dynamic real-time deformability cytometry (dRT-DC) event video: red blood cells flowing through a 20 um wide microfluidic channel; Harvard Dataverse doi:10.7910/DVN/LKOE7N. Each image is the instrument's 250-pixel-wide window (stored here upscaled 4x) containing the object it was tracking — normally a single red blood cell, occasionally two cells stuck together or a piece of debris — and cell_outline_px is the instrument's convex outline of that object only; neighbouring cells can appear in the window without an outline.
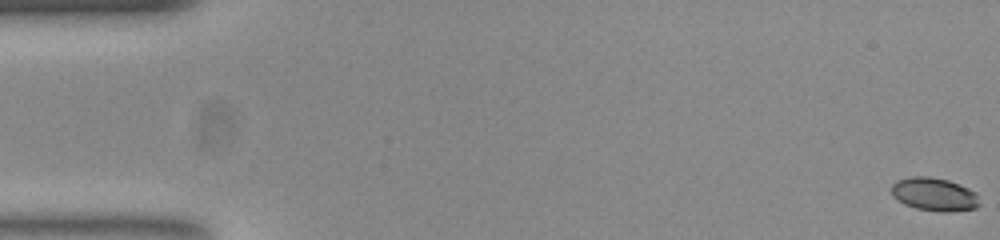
{"species": "common noctule bat (a hibernating species)", "species_latin": "Nyctalus noctula", "temperature_condition": "room temperature", "stored_images_in_passage": 54, "camera_frame_rate_fps": 3000, "um_per_image_px": 0.085, "animal": {"sex": "female", "body_mass_g": 23.0, "forearm_length_mm": 53.4}, "frame": {"image": 1, "passage_image": 1, "time_ms": 0.0, "image_size_px": [1000, 240], "cell_outline_px": [[980, 204], [976, 208], [948, 212], [940, 212], [916, 208], [904, 204], [892, 196], [892, 184], [896, 180], [912, 176], [928, 176], [948, 180], [968, 188], [976, 192]], "centroid_in_image_um": [79.41, 16.52], "position_along_channel_um": 5.6, "area_um2": 17.11}}
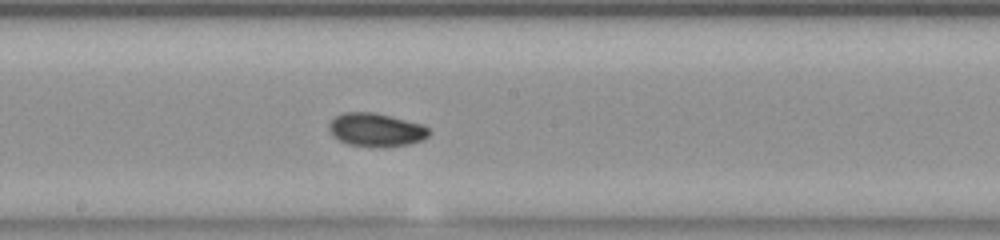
{"frame": {"image": 2, "passage_image": 29, "time_ms": 9.333, "image_size_px": [1000, 240], "cell_outline_px": [[428, 136], [420, 140], [408, 144], [384, 148], [372, 148], [348, 144], [332, 136], [328, 128], [328, 124], [336, 116], [344, 112], [372, 112], [420, 124], [428, 128]], "centroid_in_image_um": [31.9, 11.06], "position_along_channel_um": 216.3, "area_um2": 19.36}}
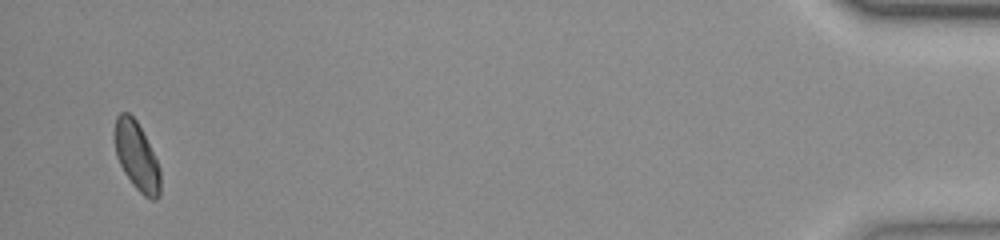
{"frame": {"image": 3, "passage_image": 52, "time_ms": 17.0, "image_size_px": [1000, 240], "cell_outline_px": [[160, 196], [156, 200], [152, 200], [144, 196], [132, 184], [124, 172], [116, 156], [116, 116], [120, 112], [128, 112], [136, 120], [160, 168]], "centroid_in_image_um": [11.64, 13.33], "position_along_channel_um": 423.6, "area_um2": 17.74}, "authors_computed_cell_mechanics": {"area_um2": 18.2359, "velocity_mm_per_s": 3.8608, "shape_relaxation_time_tau1_ms": 3.2428, "shape_relaxation_time_tau2_ms": 3.8548, "deformation_change_tau1": 0.1048, "deformation_change_tau2": 0.0578}}